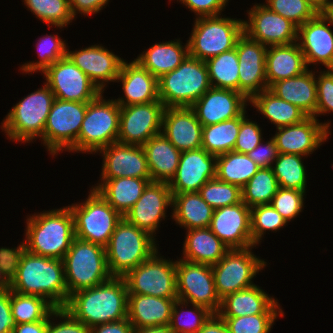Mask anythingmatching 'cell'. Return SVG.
<instances>
[{"label": "cell", "mask_w": 333, "mask_h": 333, "mask_svg": "<svg viewBox=\"0 0 333 333\" xmlns=\"http://www.w3.org/2000/svg\"><path fill=\"white\" fill-rule=\"evenodd\" d=\"M66 56L89 77L101 92L104 91L106 82L116 81L125 61L99 44L78 51L67 49Z\"/></svg>", "instance_id": "cell-26"}, {"label": "cell", "mask_w": 333, "mask_h": 333, "mask_svg": "<svg viewBox=\"0 0 333 333\" xmlns=\"http://www.w3.org/2000/svg\"><path fill=\"white\" fill-rule=\"evenodd\" d=\"M330 123H319L313 116H308L302 122L277 128L278 132L272 137L278 153L308 156L313 153L331 133ZM323 142V143H322Z\"/></svg>", "instance_id": "cell-20"}, {"label": "cell", "mask_w": 333, "mask_h": 333, "mask_svg": "<svg viewBox=\"0 0 333 333\" xmlns=\"http://www.w3.org/2000/svg\"><path fill=\"white\" fill-rule=\"evenodd\" d=\"M173 195L172 219L186 230L207 228L211 224L214 209L198 192Z\"/></svg>", "instance_id": "cell-36"}, {"label": "cell", "mask_w": 333, "mask_h": 333, "mask_svg": "<svg viewBox=\"0 0 333 333\" xmlns=\"http://www.w3.org/2000/svg\"><path fill=\"white\" fill-rule=\"evenodd\" d=\"M260 169L247 155L230 151L216 158V178L242 188Z\"/></svg>", "instance_id": "cell-39"}, {"label": "cell", "mask_w": 333, "mask_h": 333, "mask_svg": "<svg viewBox=\"0 0 333 333\" xmlns=\"http://www.w3.org/2000/svg\"><path fill=\"white\" fill-rule=\"evenodd\" d=\"M308 69L297 42L269 46L266 51V82L273 83L298 76Z\"/></svg>", "instance_id": "cell-30"}, {"label": "cell", "mask_w": 333, "mask_h": 333, "mask_svg": "<svg viewBox=\"0 0 333 333\" xmlns=\"http://www.w3.org/2000/svg\"><path fill=\"white\" fill-rule=\"evenodd\" d=\"M262 141L247 155L260 167L271 168L278 156V150L273 138L265 142Z\"/></svg>", "instance_id": "cell-57"}, {"label": "cell", "mask_w": 333, "mask_h": 333, "mask_svg": "<svg viewBox=\"0 0 333 333\" xmlns=\"http://www.w3.org/2000/svg\"><path fill=\"white\" fill-rule=\"evenodd\" d=\"M25 251V242L14 249L0 248V270L10 283L16 277L18 266Z\"/></svg>", "instance_id": "cell-56"}, {"label": "cell", "mask_w": 333, "mask_h": 333, "mask_svg": "<svg viewBox=\"0 0 333 333\" xmlns=\"http://www.w3.org/2000/svg\"><path fill=\"white\" fill-rule=\"evenodd\" d=\"M325 14L331 19L333 23V3L332 5L328 8V10L325 12Z\"/></svg>", "instance_id": "cell-67"}, {"label": "cell", "mask_w": 333, "mask_h": 333, "mask_svg": "<svg viewBox=\"0 0 333 333\" xmlns=\"http://www.w3.org/2000/svg\"><path fill=\"white\" fill-rule=\"evenodd\" d=\"M128 291L123 277H111L97 286L70 295L64 307L89 328L119 321L128 315Z\"/></svg>", "instance_id": "cell-1"}, {"label": "cell", "mask_w": 333, "mask_h": 333, "mask_svg": "<svg viewBox=\"0 0 333 333\" xmlns=\"http://www.w3.org/2000/svg\"><path fill=\"white\" fill-rule=\"evenodd\" d=\"M284 316L278 300H276L263 314L239 317H221L230 333H270L277 317Z\"/></svg>", "instance_id": "cell-45"}, {"label": "cell", "mask_w": 333, "mask_h": 333, "mask_svg": "<svg viewBox=\"0 0 333 333\" xmlns=\"http://www.w3.org/2000/svg\"><path fill=\"white\" fill-rule=\"evenodd\" d=\"M188 40L189 56L206 61L235 48L243 32L241 19L216 16L197 17Z\"/></svg>", "instance_id": "cell-8"}, {"label": "cell", "mask_w": 333, "mask_h": 333, "mask_svg": "<svg viewBox=\"0 0 333 333\" xmlns=\"http://www.w3.org/2000/svg\"><path fill=\"white\" fill-rule=\"evenodd\" d=\"M109 0H69V5L73 16L76 13L85 15H92L98 13L101 9L108 4Z\"/></svg>", "instance_id": "cell-60"}, {"label": "cell", "mask_w": 333, "mask_h": 333, "mask_svg": "<svg viewBox=\"0 0 333 333\" xmlns=\"http://www.w3.org/2000/svg\"><path fill=\"white\" fill-rule=\"evenodd\" d=\"M269 90L278 98L298 106L308 116H313L317 105L315 72L307 69L302 74L273 83Z\"/></svg>", "instance_id": "cell-31"}, {"label": "cell", "mask_w": 333, "mask_h": 333, "mask_svg": "<svg viewBox=\"0 0 333 333\" xmlns=\"http://www.w3.org/2000/svg\"><path fill=\"white\" fill-rule=\"evenodd\" d=\"M198 333H230L224 320L218 315L213 314L202 326Z\"/></svg>", "instance_id": "cell-63"}, {"label": "cell", "mask_w": 333, "mask_h": 333, "mask_svg": "<svg viewBox=\"0 0 333 333\" xmlns=\"http://www.w3.org/2000/svg\"><path fill=\"white\" fill-rule=\"evenodd\" d=\"M177 299L128 294L127 318L134 329L169 325L172 307Z\"/></svg>", "instance_id": "cell-29"}, {"label": "cell", "mask_w": 333, "mask_h": 333, "mask_svg": "<svg viewBox=\"0 0 333 333\" xmlns=\"http://www.w3.org/2000/svg\"><path fill=\"white\" fill-rule=\"evenodd\" d=\"M55 97L47 84L20 100L3 120L1 129L15 142L43 141V132Z\"/></svg>", "instance_id": "cell-7"}, {"label": "cell", "mask_w": 333, "mask_h": 333, "mask_svg": "<svg viewBox=\"0 0 333 333\" xmlns=\"http://www.w3.org/2000/svg\"><path fill=\"white\" fill-rule=\"evenodd\" d=\"M188 55V41L183 46L178 39L165 43H155L134 60L159 79L176 69Z\"/></svg>", "instance_id": "cell-34"}, {"label": "cell", "mask_w": 333, "mask_h": 333, "mask_svg": "<svg viewBox=\"0 0 333 333\" xmlns=\"http://www.w3.org/2000/svg\"><path fill=\"white\" fill-rule=\"evenodd\" d=\"M151 179L121 177L101 180L92 187L123 217L141 197Z\"/></svg>", "instance_id": "cell-35"}, {"label": "cell", "mask_w": 333, "mask_h": 333, "mask_svg": "<svg viewBox=\"0 0 333 333\" xmlns=\"http://www.w3.org/2000/svg\"><path fill=\"white\" fill-rule=\"evenodd\" d=\"M187 305L188 303L178 299L173 304L169 327L174 333H198L202 326L214 314L208 308L195 304L192 305L194 307V309H192L193 311L191 309L184 311L183 307ZM178 306L182 307V309H178ZM183 314L186 315L188 320L186 318V320H184ZM192 315L194 316L192 317Z\"/></svg>", "instance_id": "cell-47"}, {"label": "cell", "mask_w": 333, "mask_h": 333, "mask_svg": "<svg viewBox=\"0 0 333 333\" xmlns=\"http://www.w3.org/2000/svg\"><path fill=\"white\" fill-rule=\"evenodd\" d=\"M216 158L203 148L181 152L176 174L168 183L172 194L198 192L216 178Z\"/></svg>", "instance_id": "cell-23"}, {"label": "cell", "mask_w": 333, "mask_h": 333, "mask_svg": "<svg viewBox=\"0 0 333 333\" xmlns=\"http://www.w3.org/2000/svg\"><path fill=\"white\" fill-rule=\"evenodd\" d=\"M211 87L239 92V61L236 47L205 61Z\"/></svg>", "instance_id": "cell-41"}, {"label": "cell", "mask_w": 333, "mask_h": 333, "mask_svg": "<svg viewBox=\"0 0 333 333\" xmlns=\"http://www.w3.org/2000/svg\"><path fill=\"white\" fill-rule=\"evenodd\" d=\"M133 333H174L169 325L134 329Z\"/></svg>", "instance_id": "cell-64"}, {"label": "cell", "mask_w": 333, "mask_h": 333, "mask_svg": "<svg viewBox=\"0 0 333 333\" xmlns=\"http://www.w3.org/2000/svg\"><path fill=\"white\" fill-rule=\"evenodd\" d=\"M318 13H325L332 5L333 0H306Z\"/></svg>", "instance_id": "cell-65"}, {"label": "cell", "mask_w": 333, "mask_h": 333, "mask_svg": "<svg viewBox=\"0 0 333 333\" xmlns=\"http://www.w3.org/2000/svg\"><path fill=\"white\" fill-rule=\"evenodd\" d=\"M240 124L241 115L213 125L203 126L201 148L215 156L233 151Z\"/></svg>", "instance_id": "cell-40"}, {"label": "cell", "mask_w": 333, "mask_h": 333, "mask_svg": "<svg viewBox=\"0 0 333 333\" xmlns=\"http://www.w3.org/2000/svg\"><path fill=\"white\" fill-rule=\"evenodd\" d=\"M186 232L183 260L212 266L230 250L209 227L186 230Z\"/></svg>", "instance_id": "cell-33"}, {"label": "cell", "mask_w": 333, "mask_h": 333, "mask_svg": "<svg viewBox=\"0 0 333 333\" xmlns=\"http://www.w3.org/2000/svg\"><path fill=\"white\" fill-rule=\"evenodd\" d=\"M249 103L274 123L276 128L300 123L308 117L298 106L278 98L269 89L255 94Z\"/></svg>", "instance_id": "cell-38"}, {"label": "cell", "mask_w": 333, "mask_h": 333, "mask_svg": "<svg viewBox=\"0 0 333 333\" xmlns=\"http://www.w3.org/2000/svg\"><path fill=\"white\" fill-rule=\"evenodd\" d=\"M209 228L230 249L255 246L251 236L250 208L243 201L215 209Z\"/></svg>", "instance_id": "cell-22"}, {"label": "cell", "mask_w": 333, "mask_h": 333, "mask_svg": "<svg viewBox=\"0 0 333 333\" xmlns=\"http://www.w3.org/2000/svg\"><path fill=\"white\" fill-rule=\"evenodd\" d=\"M203 200L214 210L242 201L241 188L217 178L207 181L198 191Z\"/></svg>", "instance_id": "cell-49"}, {"label": "cell", "mask_w": 333, "mask_h": 333, "mask_svg": "<svg viewBox=\"0 0 333 333\" xmlns=\"http://www.w3.org/2000/svg\"><path fill=\"white\" fill-rule=\"evenodd\" d=\"M305 193L303 191L279 187L270 204L288 223L302 212Z\"/></svg>", "instance_id": "cell-52"}, {"label": "cell", "mask_w": 333, "mask_h": 333, "mask_svg": "<svg viewBox=\"0 0 333 333\" xmlns=\"http://www.w3.org/2000/svg\"><path fill=\"white\" fill-rule=\"evenodd\" d=\"M154 237L123 217L105 247L110 275L124 277L129 271L149 259L158 250Z\"/></svg>", "instance_id": "cell-4"}, {"label": "cell", "mask_w": 333, "mask_h": 333, "mask_svg": "<svg viewBox=\"0 0 333 333\" xmlns=\"http://www.w3.org/2000/svg\"><path fill=\"white\" fill-rule=\"evenodd\" d=\"M134 327L128 318L100 324L90 328V333H133Z\"/></svg>", "instance_id": "cell-61"}, {"label": "cell", "mask_w": 333, "mask_h": 333, "mask_svg": "<svg viewBox=\"0 0 333 333\" xmlns=\"http://www.w3.org/2000/svg\"><path fill=\"white\" fill-rule=\"evenodd\" d=\"M304 156L296 154L278 153L275 166L271 169L277 178L279 187L286 189H294L298 191H306V168L302 158Z\"/></svg>", "instance_id": "cell-42"}, {"label": "cell", "mask_w": 333, "mask_h": 333, "mask_svg": "<svg viewBox=\"0 0 333 333\" xmlns=\"http://www.w3.org/2000/svg\"><path fill=\"white\" fill-rule=\"evenodd\" d=\"M39 20L59 28L66 27L75 18L69 0H23Z\"/></svg>", "instance_id": "cell-46"}, {"label": "cell", "mask_w": 333, "mask_h": 333, "mask_svg": "<svg viewBox=\"0 0 333 333\" xmlns=\"http://www.w3.org/2000/svg\"><path fill=\"white\" fill-rule=\"evenodd\" d=\"M164 108L161 101L121 106L117 142L142 146L161 133Z\"/></svg>", "instance_id": "cell-16"}, {"label": "cell", "mask_w": 333, "mask_h": 333, "mask_svg": "<svg viewBox=\"0 0 333 333\" xmlns=\"http://www.w3.org/2000/svg\"><path fill=\"white\" fill-rule=\"evenodd\" d=\"M26 223L28 252L54 259L64 258L75 238L74 218L68 206L35 213Z\"/></svg>", "instance_id": "cell-3"}, {"label": "cell", "mask_w": 333, "mask_h": 333, "mask_svg": "<svg viewBox=\"0 0 333 333\" xmlns=\"http://www.w3.org/2000/svg\"><path fill=\"white\" fill-rule=\"evenodd\" d=\"M271 11L290 20L297 27L314 18L318 12L306 0H266Z\"/></svg>", "instance_id": "cell-51"}, {"label": "cell", "mask_w": 333, "mask_h": 333, "mask_svg": "<svg viewBox=\"0 0 333 333\" xmlns=\"http://www.w3.org/2000/svg\"><path fill=\"white\" fill-rule=\"evenodd\" d=\"M152 181L167 182L175 176L181 152L159 133L142 145Z\"/></svg>", "instance_id": "cell-32"}, {"label": "cell", "mask_w": 333, "mask_h": 333, "mask_svg": "<svg viewBox=\"0 0 333 333\" xmlns=\"http://www.w3.org/2000/svg\"><path fill=\"white\" fill-rule=\"evenodd\" d=\"M275 301L259 286L253 285L225 296L217 314L220 317L263 314Z\"/></svg>", "instance_id": "cell-37"}, {"label": "cell", "mask_w": 333, "mask_h": 333, "mask_svg": "<svg viewBox=\"0 0 333 333\" xmlns=\"http://www.w3.org/2000/svg\"><path fill=\"white\" fill-rule=\"evenodd\" d=\"M279 188L277 178L271 168H260L257 173L241 188L242 201L252 208L270 204Z\"/></svg>", "instance_id": "cell-43"}, {"label": "cell", "mask_w": 333, "mask_h": 333, "mask_svg": "<svg viewBox=\"0 0 333 333\" xmlns=\"http://www.w3.org/2000/svg\"><path fill=\"white\" fill-rule=\"evenodd\" d=\"M15 326L10 304V290L0 292V333H12Z\"/></svg>", "instance_id": "cell-59"}, {"label": "cell", "mask_w": 333, "mask_h": 333, "mask_svg": "<svg viewBox=\"0 0 333 333\" xmlns=\"http://www.w3.org/2000/svg\"><path fill=\"white\" fill-rule=\"evenodd\" d=\"M178 1V0H177ZM198 17L221 15L229 0H179Z\"/></svg>", "instance_id": "cell-58"}, {"label": "cell", "mask_w": 333, "mask_h": 333, "mask_svg": "<svg viewBox=\"0 0 333 333\" xmlns=\"http://www.w3.org/2000/svg\"><path fill=\"white\" fill-rule=\"evenodd\" d=\"M10 290L24 295H37L48 300L55 308L65 307L68 290L62 259L37 255L27 250L18 266Z\"/></svg>", "instance_id": "cell-2"}, {"label": "cell", "mask_w": 333, "mask_h": 333, "mask_svg": "<svg viewBox=\"0 0 333 333\" xmlns=\"http://www.w3.org/2000/svg\"><path fill=\"white\" fill-rule=\"evenodd\" d=\"M253 247L230 249L225 256L212 265L217 295L222 300L228 294L255 284L252 279L266 266V262L251 252Z\"/></svg>", "instance_id": "cell-13"}, {"label": "cell", "mask_w": 333, "mask_h": 333, "mask_svg": "<svg viewBox=\"0 0 333 333\" xmlns=\"http://www.w3.org/2000/svg\"><path fill=\"white\" fill-rule=\"evenodd\" d=\"M122 83L124 98L115 101L121 106L147 104L159 100L158 79L137 61L123 62L116 82Z\"/></svg>", "instance_id": "cell-28"}, {"label": "cell", "mask_w": 333, "mask_h": 333, "mask_svg": "<svg viewBox=\"0 0 333 333\" xmlns=\"http://www.w3.org/2000/svg\"><path fill=\"white\" fill-rule=\"evenodd\" d=\"M101 92L87 103L82 121L76 152L96 153L104 147L117 142L119 135L120 105L113 99H103Z\"/></svg>", "instance_id": "cell-9"}, {"label": "cell", "mask_w": 333, "mask_h": 333, "mask_svg": "<svg viewBox=\"0 0 333 333\" xmlns=\"http://www.w3.org/2000/svg\"><path fill=\"white\" fill-rule=\"evenodd\" d=\"M48 328V316L44 320L37 322H27L17 324L12 333H46Z\"/></svg>", "instance_id": "cell-62"}, {"label": "cell", "mask_w": 333, "mask_h": 333, "mask_svg": "<svg viewBox=\"0 0 333 333\" xmlns=\"http://www.w3.org/2000/svg\"><path fill=\"white\" fill-rule=\"evenodd\" d=\"M172 204L173 195L169 184L151 181L145 187L141 197L124 215V218L153 236L158 230L160 221L166 217V209Z\"/></svg>", "instance_id": "cell-19"}, {"label": "cell", "mask_w": 333, "mask_h": 333, "mask_svg": "<svg viewBox=\"0 0 333 333\" xmlns=\"http://www.w3.org/2000/svg\"><path fill=\"white\" fill-rule=\"evenodd\" d=\"M176 284L178 300L219 312L221 299L215 288L212 266L193 263L183 259L176 261Z\"/></svg>", "instance_id": "cell-14"}, {"label": "cell", "mask_w": 333, "mask_h": 333, "mask_svg": "<svg viewBox=\"0 0 333 333\" xmlns=\"http://www.w3.org/2000/svg\"><path fill=\"white\" fill-rule=\"evenodd\" d=\"M87 103L54 99L43 132V144L51 155L63 150L76 152Z\"/></svg>", "instance_id": "cell-11"}, {"label": "cell", "mask_w": 333, "mask_h": 333, "mask_svg": "<svg viewBox=\"0 0 333 333\" xmlns=\"http://www.w3.org/2000/svg\"><path fill=\"white\" fill-rule=\"evenodd\" d=\"M62 260L68 300L74 292L97 286L112 277L105 248L92 242L75 237Z\"/></svg>", "instance_id": "cell-6"}, {"label": "cell", "mask_w": 333, "mask_h": 333, "mask_svg": "<svg viewBox=\"0 0 333 333\" xmlns=\"http://www.w3.org/2000/svg\"><path fill=\"white\" fill-rule=\"evenodd\" d=\"M202 127L190 107L164 108L162 133L180 152L201 148Z\"/></svg>", "instance_id": "cell-27"}, {"label": "cell", "mask_w": 333, "mask_h": 333, "mask_svg": "<svg viewBox=\"0 0 333 333\" xmlns=\"http://www.w3.org/2000/svg\"><path fill=\"white\" fill-rule=\"evenodd\" d=\"M10 290V282L5 278L0 270V292H6Z\"/></svg>", "instance_id": "cell-66"}, {"label": "cell", "mask_w": 333, "mask_h": 333, "mask_svg": "<svg viewBox=\"0 0 333 333\" xmlns=\"http://www.w3.org/2000/svg\"><path fill=\"white\" fill-rule=\"evenodd\" d=\"M74 218L75 237L107 246L112 233L123 216L93 189L84 203L68 206Z\"/></svg>", "instance_id": "cell-10"}, {"label": "cell", "mask_w": 333, "mask_h": 333, "mask_svg": "<svg viewBox=\"0 0 333 333\" xmlns=\"http://www.w3.org/2000/svg\"><path fill=\"white\" fill-rule=\"evenodd\" d=\"M164 107H191L211 88L205 61L187 56L173 71L158 79Z\"/></svg>", "instance_id": "cell-5"}, {"label": "cell", "mask_w": 333, "mask_h": 333, "mask_svg": "<svg viewBox=\"0 0 333 333\" xmlns=\"http://www.w3.org/2000/svg\"><path fill=\"white\" fill-rule=\"evenodd\" d=\"M46 84L54 97L74 102H90L100 89L67 56L56 61L43 72Z\"/></svg>", "instance_id": "cell-15"}, {"label": "cell", "mask_w": 333, "mask_h": 333, "mask_svg": "<svg viewBox=\"0 0 333 333\" xmlns=\"http://www.w3.org/2000/svg\"><path fill=\"white\" fill-rule=\"evenodd\" d=\"M247 13L249 21L243 20V32L249 38L267 47L297 42L298 27L264 4H255Z\"/></svg>", "instance_id": "cell-17"}, {"label": "cell", "mask_w": 333, "mask_h": 333, "mask_svg": "<svg viewBox=\"0 0 333 333\" xmlns=\"http://www.w3.org/2000/svg\"><path fill=\"white\" fill-rule=\"evenodd\" d=\"M10 304L16 325L44 320L55 309V307L43 297L19 294L11 290Z\"/></svg>", "instance_id": "cell-44"}, {"label": "cell", "mask_w": 333, "mask_h": 333, "mask_svg": "<svg viewBox=\"0 0 333 333\" xmlns=\"http://www.w3.org/2000/svg\"><path fill=\"white\" fill-rule=\"evenodd\" d=\"M53 316L64 320L54 324L50 320ZM46 333H90V328L78 321L64 307H60L55 308L48 315V328Z\"/></svg>", "instance_id": "cell-55"}, {"label": "cell", "mask_w": 333, "mask_h": 333, "mask_svg": "<svg viewBox=\"0 0 333 333\" xmlns=\"http://www.w3.org/2000/svg\"><path fill=\"white\" fill-rule=\"evenodd\" d=\"M316 78L317 84V105L313 115L317 119L318 115L333 112V69L319 72Z\"/></svg>", "instance_id": "cell-54"}, {"label": "cell", "mask_w": 333, "mask_h": 333, "mask_svg": "<svg viewBox=\"0 0 333 333\" xmlns=\"http://www.w3.org/2000/svg\"><path fill=\"white\" fill-rule=\"evenodd\" d=\"M37 49L39 51V61L24 63L21 67L23 73H42L56 61L66 57L67 46L65 41L59 38L58 35H48L38 40Z\"/></svg>", "instance_id": "cell-48"}, {"label": "cell", "mask_w": 333, "mask_h": 333, "mask_svg": "<svg viewBox=\"0 0 333 333\" xmlns=\"http://www.w3.org/2000/svg\"><path fill=\"white\" fill-rule=\"evenodd\" d=\"M235 47L239 61V92L250 100L255 94L269 89L266 82L267 46L243 33Z\"/></svg>", "instance_id": "cell-18"}, {"label": "cell", "mask_w": 333, "mask_h": 333, "mask_svg": "<svg viewBox=\"0 0 333 333\" xmlns=\"http://www.w3.org/2000/svg\"><path fill=\"white\" fill-rule=\"evenodd\" d=\"M251 236L253 244L261 242L266 230L276 231L286 226L287 221L271 205H257L250 208Z\"/></svg>", "instance_id": "cell-50"}, {"label": "cell", "mask_w": 333, "mask_h": 333, "mask_svg": "<svg viewBox=\"0 0 333 333\" xmlns=\"http://www.w3.org/2000/svg\"><path fill=\"white\" fill-rule=\"evenodd\" d=\"M129 294L178 298L176 261L159 257L158 250L124 277Z\"/></svg>", "instance_id": "cell-12"}, {"label": "cell", "mask_w": 333, "mask_h": 333, "mask_svg": "<svg viewBox=\"0 0 333 333\" xmlns=\"http://www.w3.org/2000/svg\"><path fill=\"white\" fill-rule=\"evenodd\" d=\"M103 155L100 180L121 177L151 179L142 146L115 142L99 150Z\"/></svg>", "instance_id": "cell-24"}, {"label": "cell", "mask_w": 333, "mask_h": 333, "mask_svg": "<svg viewBox=\"0 0 333 333\" xmlns=\"http://www.w3.org/2000/svg\"><path fill=\"white\" fill-rule=\"evenodd\" d=\"M330 25V26H329ZM333 23L325 13H318L314 18L298 27L297 41L304 54L306 65L322 64L333 69Z\"/></svg>", "instance_id": "cell-21"}, {"label": "cell", "mask_w": 333, "mask_h": 333, "mask_svg": "<svg viewBox=\"0 0 333 333\" xmlns=\"http://www.w3.org/2000/svg\"><path fill=\"white\" fill-rule=\"evenodd\" d=\"M248 101L238 91L211 87L190 108L201 125L208 126L240 116Z\"/></svg>", "instance_id": "cell-25"}, {"label": "cell", "mask_w": 333, "mask_h": 333, "mask_svg": "<svg viewBox=\"0 0 333 333\" xmlns=\"http://www.w3.org/2000/svg\"><path fill=\"white\" fill-rule=\"evenodd\" d=\"M246 110L241 114V124L233 151L248 154L262 140V131L257 123L246 118Z\"/></svg>", "instance_id": "cell-53"}]
</instances>
